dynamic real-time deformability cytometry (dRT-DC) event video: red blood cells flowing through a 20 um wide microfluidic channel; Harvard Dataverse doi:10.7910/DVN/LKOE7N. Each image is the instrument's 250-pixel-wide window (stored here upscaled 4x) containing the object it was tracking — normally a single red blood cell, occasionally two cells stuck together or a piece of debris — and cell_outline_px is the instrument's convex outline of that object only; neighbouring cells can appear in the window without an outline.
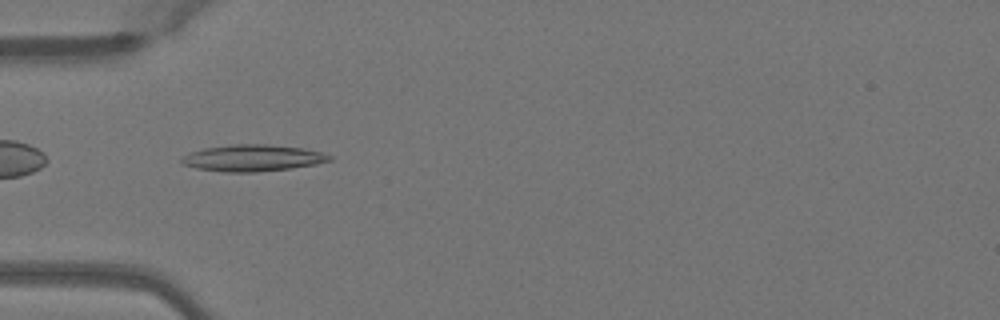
{"species": "Egyptian fruit bat (a non-hibernating species)", "species_latin": "Rousettus aegyptiacus", "temperature_condition": "warm", "stored_images_in_passage": 46, "camera_frame_rate_fps": 3000, "um_per_image_px": 0.085, "animal": {"sex": "female"}, "frame": {"image": 1, "passage_image": 13, "time_ms": 4.0, "image_size_px": [1000, 320], "cell_outline_px": [[332, 160], [316, 164], [292, 168], [256, 172], [224, 172], [196, 168], [180, 164], [180, 160], [184, 156], [192, 152], [204, 148], [232, 144], [268, 144], [304, 148], [320, 152], [332, 156]], "centroid_in_image_um": [21.48, 13.43], "position_along_channel_um": 63.5, "area_um2": 22.95}}
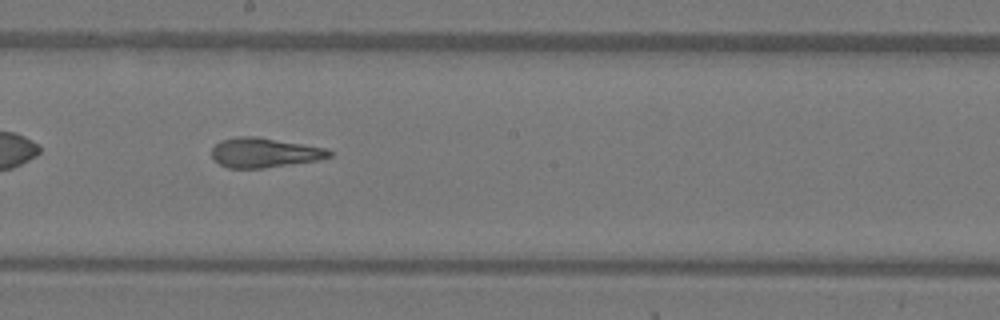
{"frame": {"image": 2, "passage_image": 25, "time_ms": 8.0, "image_size_px": [1000, 320], "cell_outline_px": [[332, 156], [316, 160], [264, 168], [228, 168], [220, 164], [212, 156], [212, 148], [220, 140], [236, 136], [256, 136], [328, 148], [332, 152]], "centroid_in_image_um": [22.47, 12.96], "position_along_channel_um": 225.7, "area_um2": 20.29}}
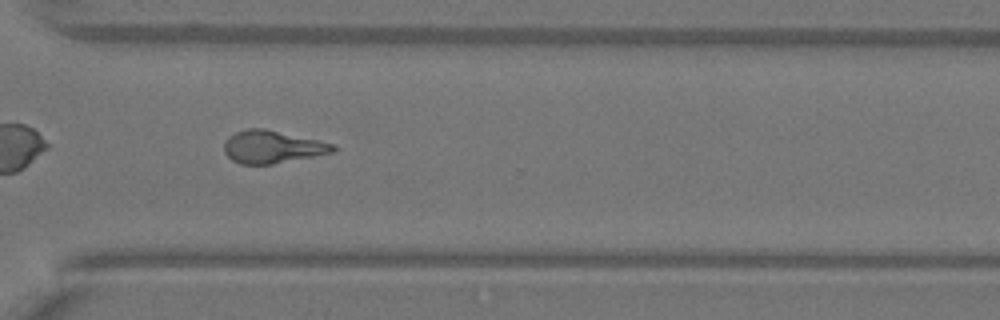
{"frame": {"image": 3, "passage_image": 34, "time_ms": 11.0, "image_size_px": [1000, 320], "cell_outline_px": [[336, 148], [332, 152], [272, 164], [240, 164], [232, 160], [224, 152], [224, 140], [228, 136], [236, 132], [248, 128], [264, 128], [320, 140], [332, 144]], "centroid_in_image_um": [23.09, 12.47], "position_along_channel_um": 347.5, "area_um2": 20.58}, "authors_computed_cell_mechanics": {"area_um2": 20.6346, "velocity_mm_per_s": 4.0733, "shape_relaxation_time_tau1_ms": 7.6843, "shape_relaxation_time_tau2_ms": 1.6419, "deformation_change_tau1": 0.278, "deformation_change_tau2": 0.1136}}